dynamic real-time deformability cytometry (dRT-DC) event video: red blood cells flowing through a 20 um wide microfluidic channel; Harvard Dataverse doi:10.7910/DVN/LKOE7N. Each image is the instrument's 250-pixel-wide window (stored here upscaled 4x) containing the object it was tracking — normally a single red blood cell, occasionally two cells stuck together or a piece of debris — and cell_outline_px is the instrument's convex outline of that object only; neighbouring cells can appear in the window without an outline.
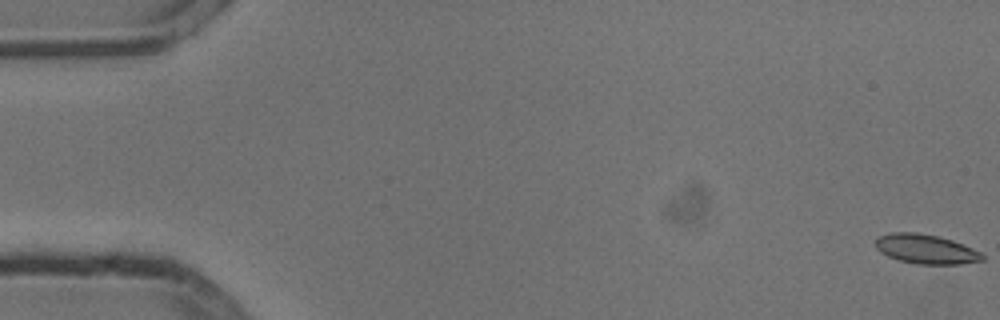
{"species": "common noctule bat (a hibernating species)", "species_latin": "Nyctalus noctula", "temperature_condition": "cold", "stored_images_in_passage": 55, "camera_frame_rate_fps": 3000, "um_per_image_px": 0.085, "animal": {"sex": "male", "body_mass_g": 13.3}, "frame": {"image": 1, "passage_image": 1, "time_ms": 0.0, "image_size_px": [1000, 320], "cell_outline_px": [[984, 260], [960, 264], [916, 264], [900, 260], [888, 256], [880, 252], [876, 248], [876, 240], [880, 236], [892, 232], [916, 232], [936, 236], [952, 240], [984, 252]], "centroid_in_image_um": [78.74, 21.18], "position_along_channel_um": 6.3, "area_um2": 18.32}}
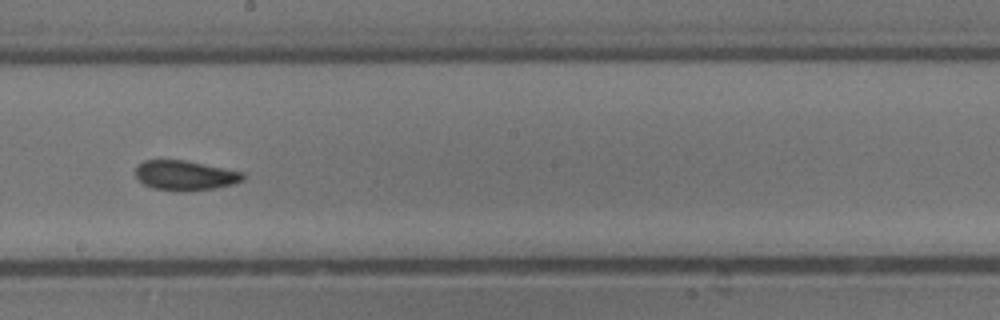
{"frame": {"image": 2, "passage_image": 31, "time_ms": 10.0, "image_size_px": [1000, 320], "cell_outline_px": [[244, 180], [232, 184], [216, 188], [188, 192], [180, 192], [152, 188], [144, 184], [136, 176], [136, 168], [144, 160], [184, 160], [244, 172]], "centroid_in_image_um": [15.75, 14.93], "position_along_channel_um": 232.5, "area_um2": 18.73}}
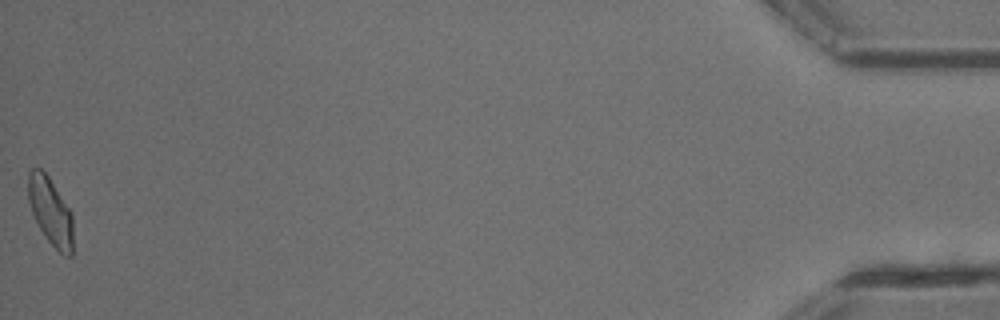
{"frame": {"image": 3, "passage_image": 55, "time_ms": 18.0, "image_size_px": [1000, 320], "cell_outline_px": [[72, 256], [64, 256], [44, 236], [32, 212], [28, 200], [28, 172], [32, 168], [40, 168], [48, 176], [72, 212]], "centroid_in_image_um": [4.29, 17.95], "position_along_channel_um": 430.9, "area_um2": 17.51}, "authors_computed_cell_mechanics": {"area_um2": 18.3804, "velocity_mm_per_s": 3.7874, "shape_relaxation_time_tau1_ms": 4.3625, "shape_relaxation_time_tau2_ms": 2.3844, "deformation_change_tau1": 0.1212, "deformation_change_tau2": 0.0738}}